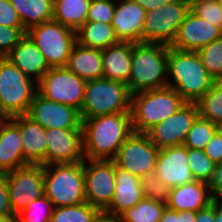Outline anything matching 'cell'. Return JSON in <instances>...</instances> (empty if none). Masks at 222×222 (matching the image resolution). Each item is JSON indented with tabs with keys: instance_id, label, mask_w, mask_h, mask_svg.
I'll return each mask as SVG.
<instances>
[{
	"instance_id": "obj_10",
	"label": "cell",
	"mask_w": 222,
	"mask_h": 222,
	"mask_svg": "<svg viewBox=\"0 0 222 222\" xmlns=\"http://www.w3.org/2000/svg\"><path fill=\"white\" fill-rule=\"evenodd\" d=\"M86 81L66 67L50 68L37 83V92L48 100L81 109Z\"/></svg>"
},
{
	"instance_id": "obj_25",
	"label": "cell",
	"mask_w": 222,
	"mask_h": 222,
	"mask_svg": "<svg viewBox=\"0 0 222 222\" xmlns=\"http://www.w3.org/2000/svg\"><path fill=\"white\" fill-rule=\"evenodd\" d=\"M103 78L129 85L132 43L119 42L101 50Z\"/></svg>"
},
{
	"instance_id": "obj_30",
	"label": "cell",
	"mask_w": 222,
	"mask_h": 222,
	"mask_svg": "<svg viewBox=\"0 0 222 222\" xmlns=\"http://www.w3.org/2000/svg\"><path fill=\"white\" fill-rule=\"evenodd\" d=\"M196 105L199 116L222 127V81H215L212 88Z\"/></svg>"
},
{
	"instance_id": "obj_1",
	"label": "cell",
	"mask_w": 222,
	"mask_h": 222,
	"mask_svg": "<svg viewBox=\"0 0 222 222\" xmlns=\"http://www.w3.org/2000/svg\"><path fill=\"white\" fill-rule=\"evenodd\" d=\"M85 159L113 160L134 132L131 112L106 114L82 120Z\"/></svg>"
},
{
	"instance_id": "obj_3",
	"label": "cell",
	"mask_w": 222,
	"mask_h": 222,
	"mask_svg": "<svg viewBox=\"0 0 222 222\" xmlns=\"http://www.w3.org/2000/svg\"><path fill=\"white\" fill-rule=\"evenodd\" d=\"M168 45L160 43H132L129 91L159 89L167 86Z\"/></svg>"
},
{
	"instance_id": "obj_40",
	"label": "cell",
	"mask_w": 222,
	"mask_h": 222,
	"mask_svg": "<svg viewBox=\"0 0 222 222\" xmlns=\"http://www.w3.org/2000/svg\"><path fill=\"white\" fill-rule=\"evenodd\" d=\"M25 35L24 28L0 25V57H6Z\"/></svg>"
},
{
	"instance_id": "obj_44",
	"label": "cell",
	"mask_w": 222,
	"mask_h": 222,
	"mask_svg": "<svg viewBox=\"0 0 222 222\" xmlns=\"http://www.w3.org/2000/svg\"><path fill=\"white\" fill-rule=\"evenodd\" d=\"M209 185L212 199L222 200V162L215 165L214 175Z\"/></svg>"
},
{
	"instance_id": "obj_45",
	"label": "cell",
	"mask_w": 222,
	"mask_h": 222,
	"mask_svg": "<svg viewBox=\"0 0 222 222\" xmlns=\"http://www.w3.org/2000/svg\"><path fill=\"white\" fill-rule=\"evenodd\" d=\"M195 222H215V199L205 208L195 212Z\"/></svg>"
},
{
	"instance_id": "obj_8",
	"label": "cell",
	"mask_w": 222,
	"mask_h": 222,
	"mask_svg": "<svg viewBox=\"0 0 222 222\" xmlns=\"http://www.w3.org/2000/svg\"><path fill=\"white\" fill-rule=\"evenodd\" d=\"M26 34L42 52L50 68L65 67L77 43L76 31L53 19L29 28Z\"/></svg>"
},
{
	"instance_id": "obj_24",
	"label": "cell",
	"mask_w": 222,
	"mask_h": 222,
	"mask_svg": "<svg viewBox=\"0 0 222 222\" xmlns=\"http://www.w3.org/2000/svg\"><path fill=\"white\" fill-rule=\"evenodd\" d=\"M210 185L201 181L170 188L166 206L175 211H193L205 208L212 202Z\"/></svg>"
},
{
	"instance_id": "obj_53",
	"label": "cell",
	"mask_w": 222,
	"mask_h": 222,
	"mask_svg": "<svg viewBox=\"0 0 222 222\" xmlns=\"http://www.w3.org/2000/svg\"><path fill=\"white\" fill-rule=\"evenodd\" d=\"M177 1L186 3L189 7H191L197 0H177Z\"/></svg>"
},
{
	"instance_id": "obj_41",
	"label": "cell",
	"mask_w": 222,
	"mask_h": 222,
	"mask_svg": "<svg viewBox=\"0 0 222 222\" xmlns=\"http://www.w3.org/2000/svg\"><path fill=\"white\" fill-rule=\"evenodd\" d=\"M0 25L24 28L16 9L9 0H0Z\"/></svg>"
},
{
	"instance_id": "obj_54",
	"label": "cell",
	"mask_w": 222,
	"mask_h": 222,
	"mask_svg": "<svg viewBox=\"0 0 222 222\" xmlns=\"http://www.w3.org/2000/svg\"><path fill=\"white\" fill-rule=\"evenodd\" d=\"M217 1L222 6V0H217Z\"/></svg>"
},
{
	"instance_id": "obj_13",
	"label": "cell",
	"mask_w": 222,
	"mask_h": 222,
	"mask_svg": "<svg viewBox=\"0 0 222 222\" xmlns=\"http://www.w3.org/2000/svg\"><path fill=\"white\" fill-rule=\"evenodd\" d=\"M8 196L15 215L26 205L44 195L43 165H27L4 173Z\"/></svg>"
},
{
	"instance_id": "obj_17",
	"label": "cell",
	"mask_w": 222,
	"mask_h": 222,
	"mask_svg": "<svg viewBox=\"0 0 222 222\" xmlns=\"http://www.w3.org/2000/svg\"><path fill=\"white\" fill-rule=\"evenodd\" d=\"M221 36L222 30L220 28L199 18L190 10L170 47L180 51L197 52Z\"/></svg>"
},
{
	"instance_id": "obj_5",
	"label": "cell",
	"mask_w": 222,
	"mask_h": 222,
	"mask_svg": "<svg viewBox=\"0 0 222 222\" xmlns=\"http://www.w3.org/2000/svg\"><path fill=\"white\" fill-rule=\"evenodd\" d=\"M44 195L54 207L86 202L83 161L43 165Z\"/></svg>"
},
{
	"instance_id": "obj_39",
	"label": "cell",
	"mask_w": 222,
	"mask_h": 222,
	"mask_svg": "<svg viewBox=\"0 0 222 222\" xmlns=\"http://www.w3.org/2000/svg\"><path fill=\"white\" fill-rule=\"evenodd\" d=\"M116 8V0H91L87 21L111 24Z\"/></svg>"
},
{
	"instance_id": "obj_50",
	"label": "cell",
	"mask_w": 222,
	"mask_h": 222,
	"mask_svg": "<svg viewBox=\"0 0 222 222\" xmlns=\"http://www.w3.org/2000/svg\"><path fill=\"white\" fill-rule=\"evenodd\" d=\"M215 222H222V200L215 199Z\"/></svg>"
},
{
	"instance_id": "obj_4",
	"label": "cell",
	"mask_w": 222,
	"mask_h": 222,
	"mask_svg": "<svg viewBox=\"0 0 222 222\" xmlns=\"http://www.w3.org/2000/svg\"><path fill=\"white\" fill-rule=\"evenodd\" d=\"M186 103L169 86L131 94L133 131L146 134L156 124L175 114Z\"/></svg>"
},
{
	"instance_id": "obj_35",
	"label": "cell",
	"mask_w": 222,
	"mask_h": 222,
	"mask_svg": "<svg viewBox=\"0 0 222 222\" xmlns=\"http://www.w3.org/2000/svg\"><path fill=\"white\" fill-rule=\"evenodd\" d=\"M207 72L222 81V36L197 51Z\"/></svg>"
},
{
	"instance_id": "obj_52",
	"label": "cell",
	"mask_w": 222,
	"mask_h": 222,
	"mask_svg": "<svg viewBox=\"0 0 222 222\" xmlns=\"http://www.w3.org/2000/svg\"><path fill=\"white\" fill-rule=\"evenodd\" d=\"M10 117L3 111L2 104L0 101V121L7 120Z\"/></svg>"
},
{
	"instance_id": "obj_51",
	"label": "cell",
	"mask_w": 222,
	"mask_h": 222,
	"mask_svg": "<svg viewBox=\"0 0 222 222\" xmlns=\"http://www.w3.org/2000/svg\"><path fill=\"white\" fill-rule=\"evenodd\" d=\"M0 222H18L17 215H8L0 217Z\"/></svg>"
},
{
	"instance_id": "obj_36",
	"label": "cell",
	"mask_w": 222,
	"mask_h": 222,
	"mask_svg": "<svg viewBox=\"0 0 222 222\" xmlns=\"http://www.w3.org/2000/svg\"><path fill=\"white\" fill-rule=\"evenodd\" d=\"M52 202L45 196H41L31 202L17 214L18 222H50L54 211Z\"/></svg>"
},
{
	"instance_id": "obj_33",
	"label": "cell",
	"mask_w": 222,
	"mask_h": 222,
	"mask_svg": "<svg viewBox=\"0 0 222 222\" xmlns=\"http://www.w3.org/2000/svg\"><path fill=\"white\" fill-rule=\"evenodd\" d=\"M220 127L208 119L198 116L187 133L183 145L189 149L204 150L208 142Z\"/></svg>"
},
{
	"instance_id": "obj_16",
	"label": "cell",
	"mask_w": 222,
	"mask_h": 222,
	"mask_svg": "<svg viewBox=\"0 0 222 222\" xmlns=\"http://www.w3.org/2000/svg\"><path fill=\"white\" fill-rule=\"evenodd\" d=\"M46 162L43 165L76 163L85 159L82 129H46Z\"/></svg>"
},
{
	"instance_id": "obj_28",
	"label": "cell",
	"mask_w": 222,
	"mask_h": 222,
	"mask_svg": "<svg viewBox=\"0 0 222 222\" xmlns=\"http://www.w3.org/2000/svg\"><path fill=\"white\" fill-rule=\"evenodd\" d=\"M16 9L24 29L53 19L54 0H9Z\"/></svg>"
},
{
	"instance_id": "obj_26",
	"label": "cell",
	"mask_w": 222,
	"mask_h": 222,
	"mask_svg": "<svg viewBox=\"0 0 222 222\" xmlns=\"http://www.w3.org/2000/svg\"><path fill=\"white\" fill-rule=\"evenodd\" d=\"M65 67L85 81L101 79L103 78L101 50L76 43Z\"/></svg>"
},
{
	"instance_id": "obj_22",
	"label": "cell",
	"mask_w": 222,
	"mask_h": 222,
	"mask_svg": "<svg viewBox=\"0 0 222 222\" xmlns=\"http://www.w3.org/2000/svg\"><path fill=\"white\" fill-rule=\"evenodd\" d=\"M24 75L36 83L49 71L50 67L42 52L26 34L6 56Z\"/></svg>"
},
{
	"instance_id": "obj_32",
	"label": "cell",
	"mask_w": 222,
	"mask_h": 222,
	"mask_svg": "<svg viewBox=\"0 0 222 222\" xmlns=\"http://www.w3.org/2000/svg\"><path fill=\"white\" fill-rule=\"evenodd\" d=\"M101 211L84 202L74 206L55 207L50 222H93Z\"/></svg>"
},
{
	"instance_id": "obj_49",
	"label": "cell",
	"mask_w": 222,
	"mask_h": 222,
	"mask_svg": "<svg viewBox=\"0 0 222 222\" xmlns=\"http://www.w3.org/2000/svg\"><path fill=\"white\" fill-rule=\"evenodd\" d=\"M178 222H195V212L178 211Z\"/></svg>"
},
{
	"instance_id": "obj_18",
	"label": "cell",
	"mask_w": 222,
	"mask_h": 222,
	"mask_svg": "<svg viewBox=\"0 0 222 222\" xmlns=\"http://www.w3.org/2000/svg\"><path fill=\"white\" fill-rule=\"evenodd\" d=\"M155 171L158 174V179L169 188L194 181L188 165L187 148L184 145L160 149Z\"/></svg>"
},
{
	"instance_id": "obj_34",
	"label": "cell",
	"mask_w": 222,
	"mask_h": 222,
	"mask_svg": "<svg viewBox=\"0 0 222 222\" xmlns=\"http://www.w3.org/2000/svg\"><path fill=\"white\" fill-rule=\"evenodd\" d=\"M187 157L194 180L210 184L216 164L205 154V151L187 148Z\"/></svg>"
},
{
	"instance_id": "obj_19",
	"label": "cell",
	"mask_w": 222,
	"mask_h": 222,
	"mask_svg": "<svg viewBox=\"0 0 222 222\" xmlns=\"http://www.w3.org/2000/svg\"><path fill=\"white\" fill-rule=\"evenodd\" d=\"M145 15L146 11L137 2L116 0V8L111 25L119 42H142Z\"/></svg>"
},
{
	"instance_id": "obj_29",
	"label": "cell",
	"mask_w": 222,
	"mask_h": 222,
	"mask_svg": "<svg viewBox=\"0 0 222 222\" xmlns=\"http://www.w3.org/2000/svg\"><path fill=\"white\" fill-rule=\"evenodd\" d=\"M91 0H54L53 20L77 31L86 21Z\"/></svg>"
},
{
	"instance_id": "obj_31",
	"label": "cell",
	"mask_w": 222,
	"mask_h": 222,
	"mask_svg": "<svg viewBox=\"0 0 222 222\" xmlns=\"http://www.w3.org/2000/svg\"><path fill=\"white\" fill-rule=\"evenodd\" d=\"M166 204L143 198L136 206L122 213L121 222H159Z\"/></svg>"
},
{
	"instance_id": "obj_15",
	"label": "cell",
	"mask_w": 222,
	"mask_h": 222,
	"mask_svg": "<svg viewBox=\"0 0 222 222\" xmlns=\"http://www.w3.org/2000/svg\"><path fill=\"white\" fill-rule=\"evenodd\" d=\"M26 115L45 129H82V118L77 108L48 100L38 92Z\"/></svg>"
},
{
	"instance_id": "obj_48",
	"label": "cell",
	"mask_w": 222,
	"mask_h": 222,
	"mask_svg": "<svg viewBox=\"0 0 222 222\" xmlns=\"http://www.w3.org/2000/svg\"><path fill=\"white\" fill-rule=\"evenodd\" d=\"M93 222H121V220L118 216L110 215L101 211Z\"/></svg>"
},
{
	"instance_id": "obj_2",
	"label": "cell",
	"mask_w": 222,
	"mask_h": 222,
	"mask_svg": "<svg viewBox=\"0 0 222 222\" xmlns=\"http://www.w3.org/2000/svg\"><path fill=\"white\" fill-rule=\"evenodd\" d=\"M167 71V86L174 89L187 103H197L216 81L205 69L197 52L180 51L170 46Z\"/></svg>"
},
{
	"instance_id": "obj_11",
	"label": "cell",
	"mask_w": 222,
	"mask_h": 222,
	"mask_svg": "<svg viewBox=\"0 0 222 222\" xmlns=\"http://www.w3.org/2000/svg\"><path fill=\"white\" fill-rule=\"evenodd\" d=\"M83 172L86 202L100 211H104L114 196L115 162L113 160L84 159Z\"/></svg>"
},
{
	"instance_id": "obj_47",
	"label": "cell",
	"mask_w": 222,
	"mask_h": 222,
	"mask_svg": "<svg viewBox=\"0 0 222 222\" xmlns=\"http://www.w3.org/2000/svg\"><path fill=\"white\" fill-rule=\"evenodd\" d=\"M159 222H178V211L165 207Z\"/></svg>"
},
{
	"instance_id": "obj_27",
	"label": "cell",
	"mask_w": 222,
	"mask_h": 222,
	"mask_svg": "<svg viewBox=\"0 0 222 222\" xmlns=\"http://www.w3.org/2000/svg\"><path fill=\"white\" fill-rule=\"evenodd\" d=\"M76 40L81 46L100 50L119 43L111 24L91 21L76 31Z\"/></svg>"
},
{
	"instance_id": "obj_38",
	"label": "cell",
	"mask_w": 222,
	"mask_h": 222,
	"mask_svg": "<svg viewBox=\"0 0 222 222\" xmlns=\"http://www.w3.org/2000/svg\"><path fill=\"white\" fill-rule=\"evenodd\" d=\"M190 10L222 30V6L217 0H197Z\"/></svg>"
},
{
	"instance_id": "obj_43",
	"label": "cell",
	"mask_w": 222,
	"mask_h": 222,
	"mask_svg": "<svg viewBox=\"0 0 222 222\" xmlns=\"http://www.w3.org/2000/svg\"><path fill=\"white\" fill-rule=\"evenodd\" d=\"M15 215L8 196L7 182L4 174H0V217Z\"/></svg>"
},
{
	"instance_id": "obj_37",
	"label": "cell",
	"mask_w": 222,
	"mask_h": 222,
	"mask_svg": "<svg viewBox=\"0 0 222 222\" xmlns=\"http://www.w3.org/2000/svg\"><path fill=\"white\" fill-rule=\"evenodd\" d=\"M140 185L144 198L167 204L169 200L170 188L158 179L156 171L146 173L140 177Z\"/></svg>"
},
{
	"instance_id": "obj_42",
	"label": "cell",
	"mask_w": 222,
	"mask_h": 222,
	"mask_svg": "<svg viewBox=\"0 0 222 222\" xmlns=\"http://www.w3.org/2000/svg\"><path fill=\"white\" fill-rule=\"evenodd\" d=\"M205 154L215 163L222 162V129L219 128L208 142Z\"/></svg>"
},
{
	"instance_id": "obj_46",
	"label": "cell",
	"mask_w": 222,
	"mask_h": 222,
	"mask_svg": "<svg viewBox=\"0 0 222 222\" xmlns=\"http://www.w3.org/2000/svg\"><path fill=\"white\" fill-rule=\"evenodd\" d=\"M137 2L146 12L162 7L172 0H132Z\"/></svg>"
},
{
	"instance_id": "obj_12",
	"label": "cell",
	"mask_w": 222,
	"mask_h": 222,
	"mask_svg": "<svg viewBox=\"0 0 222 222\" xmlns=\"http://www.w3.org/2000/svg\"><path fill=\"white\" fill-rule=\"evenodd\" d=\"M159 150L147 134L133 132L120 146L113 161L119 168L142 177L155 171Z\"/></svg>"
},
{
	"instance_id": "obj_9",
	"label": "cell",
	"mask_w": 222,
	"mask_h": 222,
	"mask_svg": "<svg viewBox=\"0 0 222 222\" xmlns=\"http://www.w3.org/2000/svg\"><path fill=\"white\" fill-rule=\"evenodd\" d=\"M190 7L172 0L162 7L147 11L142 29V43H160L170 46Z\"/></svg>"
},
{
	"instance_id": "obj_14",
	"label": "cell",
	"mask_w": 222,
	"mask_h": 222,
	"mask_svg": "<svg viewBox=\"0 0 222 222\" xmlns=\"http://www.w3.org/2000/svg\"><path fill=\"white\" fill-rule=\"evenodd\" d=\"M198 116L196 103H186L175 114L156 124L146 134L159 149L183 145L187 133Z\"/></svg>"
},
{
	"instance_id": "obj_7",
	"label": "cell",
	"mask_w": 222,
	"mask_h": 222,
	"mask_svg": "<svg viewBox=\"0 0 222 222\" xmlns=\"http://www.w3.org/2000/svg\"><path fill=\"white\" fill-rule=\"evenodd\" d=\"M37 93V83L24 75L6 57H0V101L11 118L27 114Z\"/></svg>"
},
{
	"instance_id": "obj_20",
	"label": "cell",
	"mask_w": 222,
	"mask_h": 222,
	"mask_svg": "<svg viewBox=\"0 0 222 222\" xmlns=\"http://www.w3.org/2000/svg\"><path fill=\"white\" fill-rule=\"evenodd\" d=\"M21 135L23 157L30 165H43L46 162V129L26 114L10 118Z\"/></svg>"
},
{
	"instance_id": "obj_21",
	"label": "cell",
	"mask_w": 222,
	"mask_h": 222,
	"mask_svg": "<svg viewBox=\"0 0 222 222\" xmlns=\"http://www.w3.org/2000/svg\"><path fill=\"white\" fill-rule=\"evenodd\" d=\"M115 191L110 205L104 213L120 216L125 211L136 206L143 198L140 177L132 175L115 164Z\"/></svg>"
},
{
	"instance_id": "obj_6",
	"label": "cell",
	"mask_w": 222,
	"mask_h": 222,
	"mask_svg": "<svg viewBox=\"0 0 222 222\" xmlns=\"http://www.w3.org/2000/svg\"><path fill=\"white\" fill-rule=\"evenodd\" d=\"M122 112H131V93L127 84L105 78L86 81L80 109L82 120Z\"/></svg>"
},
{
	"instance_id": "obj_23",
	"label": "cell",
	"mask_w": 222,
	"mask_h": 222,
	"mask_svg": "<svg viewBox=\"0 0 222 222\" xmlns=\"http://www.w3.org/2000/svg\"><path fill=\"white\" fill-rule=\"evenodd\" d=\"M30 165L23 157L19 127L9 118L0 122V174Z\"/></svg>"
}]
</instances>
